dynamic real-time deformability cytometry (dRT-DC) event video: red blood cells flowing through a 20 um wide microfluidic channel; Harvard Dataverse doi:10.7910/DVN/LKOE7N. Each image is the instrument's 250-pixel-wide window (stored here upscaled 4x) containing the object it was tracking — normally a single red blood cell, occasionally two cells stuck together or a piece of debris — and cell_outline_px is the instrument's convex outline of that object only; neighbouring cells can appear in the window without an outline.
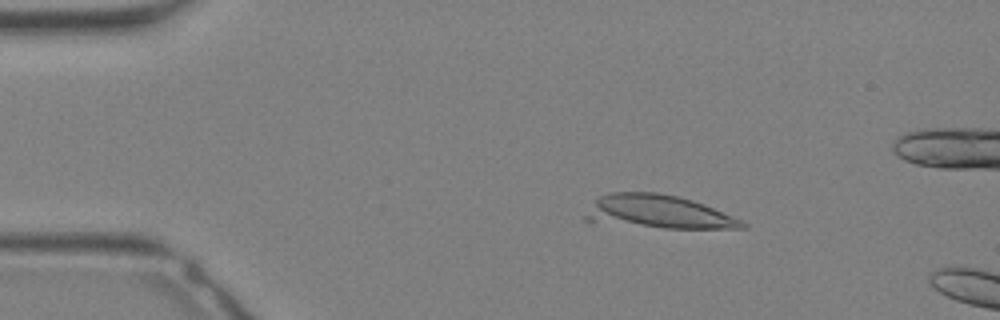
{"species": "Egyptian fruit bat (a non-hibernating species)", "species_latin": "Rousettus aegyptiacus", "temperature_condition": "warm", "stored_images_in_passage": 9, "camera_frame_rate_fps": 3000, "um_per_image_px": 0.085, "animal": {"sex": "female"}, "frame": {"image": 1, "passage_image": 4, "time_ms": 1.0, "image_size_px": [1000, 320], "cell_outline_px": [[748, 228], [664, 228], [584, 220], [584, 216], [596, 200], [600, 196], [612, 192], [656, 192], [676, 196], [692, 200], [704, 204], [740, 220], [748, 224]], "centroid_in_image_um": [55.97, 18.0], "position_along_channel_um": 29.0, "area_um2": 29.82}}
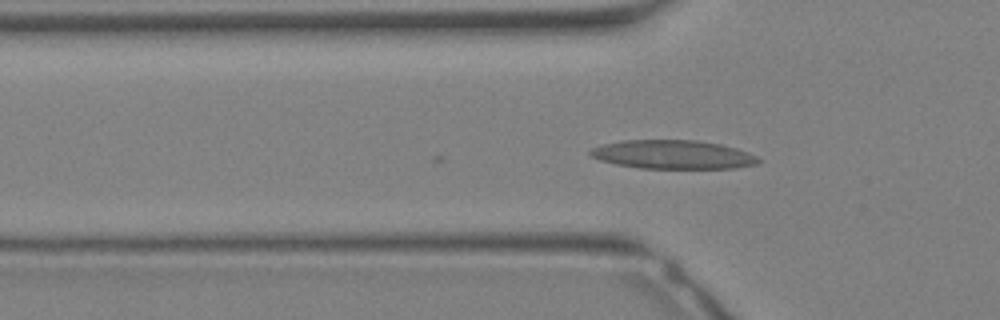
{"frame": {"image": 2, "passage_image": 9, "time_ms": 2.667, "image_size_px": [1000, 320], "cell_outline_px": [[764, 160], [756, 164], [736, 168], [640, 168], [616, 164], [600, 160], [592, 156], [588, 152], [592, 148], [604, 144], [620, 140], [696, 140], [720, 144], [736, 148], [748, 152]], "centroid_in_image_um": [57.22, 13.13], "position_along_channel_um": 68.6, "area_um2": 28.15}}